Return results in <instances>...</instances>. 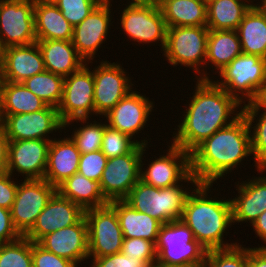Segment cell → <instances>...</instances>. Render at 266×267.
Returning <instances> with one entry per match:
<instances>
[{
    "mask_svg": "<svg viewBox=\"0 0 266 267\" xmlns=\"http://www.w3.org/2000/svg\"><path fill=\"white\" fill-rule=\"evenodd\" d=\"M196 80L194 95L188 100V107L185 106L186 110L181 115L184 117L180 118L177 131L172 135V144L188 153L216 131L235 121L242 114L243 107L213 79Z\"/></svg>",
    "mask_w": 266,
    "mask_h": 267,
    "instance_id": "cell-1",
    "label": "cell"
},
{
    "mask_svg": "<svg viewBox=\"0 0 266 267\" xmlns=\"http://www.w3.org/2000/svg\"><path fill=\"white\" fill-rule=\"evenodd\" d=\"M250 132L242 113L230 125L200 143L190 153L191 172L198 182L215 184L252 156Z\"/></svg>",
    "mask_w": 266,
    "mask_h": 267,
    "instance_id": "cell-2",
    "label": "cell"
},
{
    "mask_svg": "<svg viewBox=\"0 0 266 267\" xmlns=\"http://www.w3.org/2000/svg\"><path fill=\"white\" fill-rule=\"evenodd\" d=\"M212 186L213 184L209 183H198L192 188L180 219L207 250L230 248L239 244L238 242L228 243L223 239L224 233L226 236L229 233L226 230L233 225L231 199L222 198L221 200L219 197L218 199L210 197L209 191Z\"/></svg>",
    "mask_w": 266,
    "mask_h": 267,
    "instance_id": "cell-3",
    "label": "cell"
},
{
    "mask_svg": "<svg viewBox=\"0 0 266 267\" xmlns=\"http://www.w3.org/2000/svg\"><path fill=\"white\" fill-rule=\"evenodd\" d=\"M218 74L214 82L241 105L256 102L266 88V59L242 53Z\"/></svg>",
    "mask_w": 266,
    "mask_h": 267,
    "instance_id": "cell-4",
    "label": "cell"
},
{
    "mask_svg": "<svg viewBox=\"0 0 266 267\" xmlns=\"http://www.w3.org/2000/svg\"><path fill=\"white\" fill-rule=\"evenodd\" d=\"M183 182L171 187L156 188L139 180L124 201L141 213H146L162 224L179 220L183 214L186 199L192 191L182 186Z\"/></svg>",
    "mask_w": 266,
    "mask_h": 267,
    "instance_id": "cell-5",
    "label": "cell"
},
{
    "mask_svg": "<svg viewBox=\"0 0 266 267\" xmlns=\"http://www.w3.org/2000/svg\"><path fill=\"white\" fill-rule=\"evenodd\" d=\"M208 34L206 26L168 27L163 50L165 59L171 66L180 64L192 68L195 71L193 73L199 74L196 79L210 80L212 77L204 69Z\"/></svg>",
    "mask_w": 266,
    "mask_h": 267,
    "instance_id": "cell-6",
    "label": "cell"
},
{
    "mask_svg": "<svg viewBox=\"0 0 266 267\" xmlns=\"http://www.w3.org/2000/svg\"><path fill=\"white\" fill-rule=\"evenodd\" d=\"M155 250L156 263L166 265L204 264L208 251L181 219L161 225Z\"/></svg>",
    "mask_w": 266,
    "mask_h": 267,
    "instance_id": "cell-7",
    "label": "cell"
},
{
    "mask_svg": "<svg viewBox=\"0 0 266 267\" xmlns=\"http://www.w3.org/2000/svg\"><path fill=\"white\" fill-rule=\"evenodd\" d=\"M120 15V25L130 41L139 44L161 43L163 52L167 26L159 7L146 1H129Z\"/></svg>",
    "mask_w": 266,
    "mask_h": 267,
    "instance_id": "cell-8",
    "label": "cell"
},
{
    "mask_svg": "<svg viewBox=\"0 0 266 267\" xmlns=\"http://www.w3.org/2000/svg\"><path fill=\"white\" fill-rule=\"evenodd\" d=\"M146 148L148 146L143 147L140 170V180L144 183L160 189L181 184V182L191 183V185L199 183L191 172L190 153L171 142L168 146V153L160 155L157 159L155 157L150 164H147L146 169L143 168L145 164L142 161L147 151Z\"/></svg>",
    "mask_w": 266,
    "mask_h": 267,
    "instance_id": "cell-9",
    "label": "cell"
},
{
    "mask_svg": "<svg viewBox=\"0 0 266 267\" xmlns=\"http://www.w3.org/2000/svg\"><path fill=\"white\" fill-rule=\"evenodd\" d=\"M143 147L138 144L130 153L107 160L99 187L108 203L124 200L140 180Z\"/></svg>",
    "mask_w": 266,
    "mask_h": 267,
    "instance_id": "cell-10",
    "label": "cell"
},
{
    "mask_svg": "<svg viewBox=\"0 0 266 267\" xmlns=\"http://www.w3.org/2000/svg\"><path fill=\"white\" fill-rule=\"evenodd\" d=\"M34 0H0V48L35 43Z\"/></svg>",
    "mask_w": 266,
    "mask_h": 267,
    "instance_id": "cell-11",
    "label": "cell"
},
{
    "mask_svg": "<svg viewBox=\"0 0 266 267\" xmlns=\"http://www.w3.org/2000/svg\"><path fill=\"white\" fill-rule=\"evenodd\" d=\"M90 257H104L121 252L123 233L116 210L105 206L85 210Z\"/></svg>",
    "mask_w": 266,
    "mask_h": 267,
    "instance_id": "cell-12",
    "label": "cell"
},
{
    "mask_svg": "<svg viewBox=\"0 0 266 267\" xmlns=\"http://www.w3.org/2000/svg\"><path fill=\"white\" fill-rule=\"evenodd\" d=\"M88 64L87 62L78 71L64 78L63 96L57 107L64 124L73 119L91 118L95 115L94 77L92 67Z\"/></svg>",
    "mask_w": 266,
    "mask_h": 267,
    "instance_id": "cell-13",
    "label": "cell"
},
{
    "mask_svg": "<svg viewBox=\"0 0 266 267\" xmlns=\"http://www.w3.org/2000/svg\"><path fill=\"white\" fill-rule=\"evenodd\" d=\"M0 122L4 126L9 141L53 140L48 134L64 129L57 107L50 105L32 113L0 115Z\"/></svg>",
    "mask_w": 266,
    "mask_h": 267,
    "instance_id": "cell-14",
    "label": "cell"
},
{
    "mask_svg": "<svg viewBox=\"0 0 266 267\" xmlns=\"http://www.w3.org/2000/svg\"><path fill=\"white\" fill-rule=\"evenodd\" d=\"M56 192L45 179H28L18 183L11 217L17 231L24 236L35 224L37 216Z\"/></svg>",
    "mask_w": 266,
    "mask_h": 267,
    "instance_id": "cell-15",
    "label": "cell"
},
{
    "mask_svg": "<svg viewBox=\"0 0 266 267\" xmlns=\"http://www.w3.org/2000/svg\"><path fill=\"white\" fill-rule=\"evenodd\" d=\"M93 69L95 115L103 116L133 89L134 84L120 63L102 60Z\"/></svg>",
    "mask_w": 266,
    "mask_h": 267,
    "instance_id": "cell-16",
    "label": "cell"
},
{
    "mask_svg": "<svg viewBox=\"0 0 266 267\" xmlns=\"http://www.w3.org/2000/svg\"><path fill=\"white\" fill-rule=\"evenodd\" d=\"M111 6V2L101 1L81 23L73 27L71 42L86 63H93L98 48L107 39L113 20Z\"/></svg>",
    "mask_w": 266,
    "mask_h": 267,
    "instance_id": "cell-17",
    "label": "cell"
},
{
    "mask_svg": "<svg viewBox=\"0 0 266 267\" xmlns=\"http://www.w3.org/2000/svg\"><path fill=\"white\" fill-rule=\"evenodd\" d=\"M154 105L153 101L133 89L103 117H106L107 125L135 140L133 136L144 130Z\"/></svg>",
    "mask_w": 266,
    "mask_h": 267,
    "instance_id": "cell-18",
    "label": "cell"
},
{
    "mask_svg": "<svg viewBox=\"0 0 266 267\" xmlns=\"http://www.w3.org/2000/svg\"><path fill=\"white\" fill-rule=\"evenodd\" d=\"M50 143L43 139L9 141L7 172H18L25 180L44 179Z\"/></svg>",
    "mask_w": 266,
    "mask_h": 267,
    "instance_id": "cell-19",
    "label": "cell"
},
{
    "mask_svg": "<svg viewBox=\"0 0 266 267\" xmlns=\"http://www.w3.org/2000/svg\"><path fill=\"white\" fill-rule=\"evenodd\" d=\"M84 214L85 211L79 205L56 191L24 237L38 242L49 233L76 224Z\"/></svg>",
    "mask_w": 266,
    "mask_h": 267,
    "instance_id": "cell-20",
    "label": "cell"
},
{
    "mask_svg": "<svg viewBox=\"0 0 266 267\" xmlns=\"http://www.w3.org/2000/svg\"><path fill=\"white\" fill-rule=\"evenodd\" d=\"M44 249L78 263L89 259L88 227L83 216L76 224L56 230L38 242Z\"/></svg>",
    "mask_w": 266,
    "mask_h": 267,
    "instance_id": "cell-21",
    "label": "cell"
},
{
    "mask_svg": "<svg viewBox=\"0 0 266 267\" xmlns=\"http://www.w3.org/2000/svg\"><path fill=\"white\" fill-rule=\"evenodd\" d=\"M7 82L22 83L45 71L43 56L37 42L5 48L1 51Z\"/></svg>",
    "mask_w": 266,
    "mask_h": 267,
    "instance_id": "cell-22",
    "label": "cell"
},
{
    "mask_svg": "<svg viewBox=\"0 0 266 267\" xmlns=\"http://www.w3.org/2000/svg\"><path fill=\"white\" fill-rule=\"evenodd\" d=\"M237 183L238 196L231 199L233 225L249 223L252 225L258 216L266 210V176L252 177Z\"/></svg>",
    "mask_w": 266,
    "mask_h": 267,
    "instance_id": "cell-23",
    "label": "cell"
},
{
    "mask_svg": "<svg viewBox=\"0 0 266 267\" xmlns=\"http://www.w3.org/2000/svg\"><path fill=\"white\" fill-rule=\"evenodd\" d=\"M80 151L72 139L60 137L51 140L44 179L57 187L65 179L78 172Z\"/></svg>",
    "mask_w": 266,
    "mask_h": 267,
    "instance_id": "cell-24",
    "label": "cell"
},
{
    "mask_svg": "<svg viewBox=\"0 0 266 267\" xmlns=\"http://www.w3.org/2000/svg\"><path fill=\"white\" fill-rule=\"evenodd\" d=\"M36 42L41 50L46 71L65 78L86 64L71 41L37 40Z\"/></svg>",
    "mask_w": 266,
    "mask_h": 267,
    "instance_id": "cell-25",
    "label": "cell"
},
{
    "mask_svg": "<svg viewBox=\"0 0 266 267\" xmlns=\"http://www.w3.org/2000/svg\"><path fill=\"white\" fill-rule=\"evenodd\" d=\"M109 204L116 210L123 238H143L156 244L162 223L146 213L132 208L124 200Z\"/></svg>",
    "mask_w": 266,
    "mask_h": 267,
    "instance_id": "cell-26",
    "label": "cell"
},
{
    "mask_svg": "<svg viewBox=\"0 0 266 267\" xmlns=\"http://www.w3.org/2000/svg\"><path fill=\"white\" fill-rule=\"evenodd\" d=\"M34 23L37 40H72L73 26L55 3L34 1Z\"/></svg>",
    "mask_w": 266,
    "mask_h": 267,
    "instance_id": "cell-27",
    "label": "cell"
},
{
    "mask_svg": "<svg viewBox=\"0 0 266 267\" xmlns=\"http://www.w3.org/2000/svg\"><path fill=\"white\" fill-rule=\"evenodd\" d=\"M236 31L243 54L266 59V15L256 3L245 13Z\"/></svg>",
    "mask_w": 266,
    "mask_h": 267,
    "instance_id": "cell-28",
    "label": "cell"
},
{
    "mask_svg": "<svg viewBox=\"0 0 266 267\" xmlns=\"http://www.w3.org/2000/svg\"><path fill=\"white\" fill-rule=\"evenodd\" d=\"M240 54H242V48L237 31L209 30L205 68L215 66L217 70L213 73L216 75Z\"/></svg>",
    "mask_w": 266,
    "mask_h": 267,
    "instance_id": "cell-29",
    "label": "cell"
},
{
    "mask_svg": "<svg viewBox=\"0 0 266 267\" xmlns=\"http://www.w3.org/2000/svg\"><path fill=\"white\" fill-rule=\"evenodd\" d=\"M56 191L79 205L84 211L108 204L100 191L99 183L78 172L60 183Z\"/></svg>",
    "mask_w": 266,
    "mask_h": 267,
    "instance_id": "cell-30",
    "label": "cell"
},
{
    "mask_svg": "<svg viewBox=\"0 0 266 267\" xmlns=\"http://www.w3.org/2000/svg\"><path fill=\"white\" fill-rule=\"evenodd\" d=\"M247 2V3H246ZM255 0H207L209 30H237Z\"/></svg>",
    "mask_w": 266,
    "mask_h": 267,
    "instance_id": "cell-31",
    "label": "cell"
},
{
    "mask_svg": "<svg viewBox=\"0 0 266 267\" xmlns=\"http://www.w3.org/2000/svg\"><path fill=\"white\" fill-rule=\"evenodd\" d=\"M168 27L206 26V0H168L160 7Z\"/></svg>",
    "mask_w": 266,
    "mask_h": 267,
    "instance_id": "cell-32",
    "label": "cell"
},
{
    "mask_svg": "<svg viewBox=\"0 0 266 267\" xmlns=\"http://www.w3.org/2000/svg\"><path fill=\"white\" fill-rule=\"evenodd\" d=\"M242 113L252 131L250 132L252 160H254L258 174L262 175V172L266 171V110L256 101L245 104L242 107Z\"/></svg>",
    "mask_w": 266,
    "mask_h": 267,
    "instance_id": "cell-33",
    "label": "cell"
},
{
    "mask_svg": "<svg viewBox=\"0 0 266 267\" xmlns=\"http://www.w3.org/2000/svg\"><path fill=\"white\" fill-rule=\"evenodd\" d=\"M48 104L33 94L23 83L7 82L0 104V115L32 113L43 110Z\"/></svg>",
    "mask_w": 266,
    "mask_h": 267,
    "instance_id": "cell-34",
    "label": "cell"
},
{
    "mask_svg": "<svg viewBox=\"0 0 266 267\" xmlns=\"http://www.w3.org/2000/svg\"><path fill=\"white\" fill-rule=\"evenodd\" d=\"M22 83L48 105L58 107L61 103L64 77L45 70Z\"/></svg>",
    "mask_w": 266,
    "mask_h": 267,
    "instance_id": "cell-35",
    "label": "cell"
},
{
    "mask_svg": "<svg viewBox=\"0 0 266 267\" xmlns=\"http://www.w3.org/2000/svg\"><path fill=\"white\" fill-rule=\"evenodd\" d=\"M89 118H80V119H73L69 122L64 124L65 128L69 127L70 125L80 122L84 125H80V127L73 128V134L69 137L75 143L77 149L80 151L81 154L90 153L101 149L103 134L105 131V122L101 123L97 122L96 120L91 123ZM86 124V125H85ZM82 126V127H81Z\"/></svg>",
    "mask_w": 266,
    "mask_h": 267,
    "instance_id": "cell-36",
    "label": "cell"
},
{
    "mask_svg": "<svg viewBox=\"0 0 266 267\" xmlns=\"http://www.w3.org/2000/svg\"><path fill=\"white\" fill-rule=\"evenodd\" d=\"M138 144L147 146L148 139L134 140L129 135L118 131L106 124L103 134L101 151L109 159L130 153Z\"/></svg>",
    "mask_w": 266,
    "mask_h": 267,
    "instance_id": "cell-37",
    "label": "cell"
},
{
    "mask_svg": "<svg viewBox=\"0 0 266 267\" xmlns=\"http://www.w3.org/2000/svg\"><path fill=\"white\" fill-rule=\"evenodd\" d=\"M0 267H33L32 241L22 236L14 242L0 244Z\"/></svg>",
    "mask_w": 266,
    "mask_h": 267,
    "instance_id": "cell-38",
    "label": "cell"
},
{
    "mask_svg": "<svg viewBox=\"0 0 266 267\" xmlns=\"http://www.w3.org/2000/svg\"><path fill=\"white\" fill-rule=\"evenodd\" d=\"M204 267H248V248L237 244L230 248L208 250Z\"/></svg>",
    "mask_w": 266,
    "mask_h": 267,
    "instance_id": "cell-39",
    "label": "cell"
},
{
    "mask_svg": "<svg viewBox=\"0 0 266 267\" xmlns=\"http://www.w3.org/2000/svg\"><path fill=\"white\" fill-rule=\"evenodd\" d=\"M111 0H57L55 5L65 19L75 27L81 23L100 2Z\"/></svg>",
    "mask_w": 266,
    "mask_h": 267,
    "instance_id": "cell-40",
    "label": "cell"
},
{
    "mask_svg": "<svg viewBox=\"0 0 266 267\" xmlns=\"http://www.w3.org/2000/svg\"><path fill=\"white\" fill-rule=\"evenodd\" d=\"M121 253L145 261L150 267L156 263L155 244L143 238H124Z\"/></svg>",
    "mask_w": 266,
    "mask_h": 267,
    "instance_id": "cell-41",
    "label": "cell"
},
{
    "mask_svg": "<svg viewBox=\"0 0 266 267\" xmlns=\"http://www.w3.org/2000/svg\"><path fill=\"white\" fill-rule=\"evenodd\" d=\"M108 158L101 150L80 155L78 173L99 183Z\"/></svg>",
    "mask_w": 266,
    "mask_h": 267,
    "instance_id": "cell-42",
    "label": "cell"
},
{
    "mask_svg": "<svg viewBox=\"0 0 266 267\" xmlns=\"http://www.w3.org/2000/svg\"><path fill=\"white\" fill-rule=\"evenodd\" d=\"M33 267H78L74 262L44 249L37 242H32Z\"/></svg>",
    "mask_w": 266,
    "mask_h": 267,
    "instance_id": "cell-43",
    "label": "cell"
},
{
    "mask_svg": "<svg viewBox=\"0 0 266 267\" xmlns=\"http://www.w3.org/2000/svg\"><path fill=\"white\" fill-rule=\"evenodd\" d=\"M92 260L90 267H150L145 261L127 257L121 252L104 257H92Z\"/></svg>",
    "mask_w": 266,
    "mask_h": 267,
    "instance_id": "cell-44",
    "label": "cell"
},
{
    "mask_svg": "<svg viewBox=\"0 0 266 267\" xmlns=\"http://www.w3.org/2000/svg\"><path fill=\"white\" fill-rule=\"evenodd\" d=\"M8 172L0 174V207L11 210L18 189V182Z\"/></svg>",
    "mask_w": 266,
    "mask_h": 267,
    "instance_id": "cell-45",
    "label": "cell"
},
{
    "mask_svg": "<svg viewBox=\"0 0 266 267\" xmlns=\"http://www.w3.org/2000/svg\"><path fill=\"white\" fill-rule=\"evenodd\" d=\"M21 237L13 224L11 210L0 207V244L14 242Z\"/></svg>",
    "mask_w": 266,
    "mask_h": 267,
    "instance_id": "cell-46",
    "label": "cell"
},
{
    "mask_svg": "<svg viewBox=\"0 0 266 267\" xmlns=\"http://www.w3.org/2000/svg\"><path fill=\"white\" fill-rule=\"evenodd\" d=\"M248 267H266V247H248Z\"/></svg>",
    "mask_w": 266,
    "mask_h": 267,
    "instance_id": "cell-47",
    "label": "cell"
},
{
    "mask_svg": "<svg viewBox=\"0 0 266 267\" xmlns=\"http://www.w3.org/2000/svg\"><path fill=\"white\" fill-rule=\"evenodd\" d=\"M8 137L4 126L0 122V174L7 172L8 164Z\"/></svg>",
    "mask_w": 266,
    "mask_h": 267,
    "instance_id": "cell-48",
    "label": "cell"
},
{
    "mask_svg": "<svg viewBox=\"0 0 266 267\" xmlns=\"http://www.w3.org/2000/svg\"><path fill=\"white\" fill-rule=\"evenodd\" d=\"M251 226L257 235L256 237H259V239L264 242V245L261 244L260 246L258 245V247H266V210L258 216Z\"/></svg>",
    "mask_w": 266,
    "mask_h": 267,
    "instance_id": "cell-49",
    "label": "cell"
},
{
    "mask_svg": "<svg viewBox=\"0 0 266 267\" xmlns=\"http://www.w3.org/2000/svg\"><path fill=\"white\" fill-rule=\"evenodd\" d=\"M6 83L5 75H4V68L2 63V58L0 56V104L3 98V90Z\"/></svg>",
    "mask_w": 266,
    "mask_h": 267,
    "instance_id": "cell-50",
    "label": "cell"
},
{
    "mask_svg": "<svg viewBox=\"0 0 266 267\" xmlns=\"http://www.w3.org/2000/svg\"><path fill=\"white\" fill-rule=\"evenodd\" d=\"M152 267H204V264L196 265H166L163 263H155Z\"/></svg>",
    "mask_w": 266,
    "mask_h": 267,
    "instance_id": "cell-51",
    "label": "cell"
},
{
    "mask_svg": "<svg viewBox=\"0 0 266 267\" xmlns=\"http://www.w3.org/2000/svg\"><path fill=\"white\" fill-rule=\"evenodd\" d=\"M257 102L266 110V88L261 93L259 100Z\"/></svg>",
    "mask_w": 266,
    "mask_h": 267,
    "instance_id": "cell-52",
    "label": "cell"
},
{
    "mask_svg": "<svg viewBox=\"0 0 266 267\" xmlns=\"http://www.w3.org/2000/svg\"><path fill=\"white\" fill-rule=\"evenodd\" d=\"M144 1L151 3L154 6L160 7L163 3H165L168 0H144Z\"/></svg>",
    "mask_w": 266,
    "mask_h": 267,
    "instance_id": "cell-53",
    "label": "cell"
},
{
    "mask_svg": "<svg viewBox=\"0 0 266 267\" xmlns=\"http://www.w3.org/2000/svg\"><path fill=\"white\" fill-rule=\"evenodd\" d=\"M261 2V3H260ZM260 2L258 1V3L256 2V4L258 5V7L265 13L266 15V0H260ZM260 4V5H259Z\"/></svg>",
    "mask_w": 266,
    "mask_h": 267,
    "instance_id": "cell-54",
    "label": "cell"
},
{
    "mask_svg": "<svg viewBox=\"0 0 266 267\" xmlns=\"http://www.w3.org/2000/svg\"><path fill=\"white\" fill-rule=\"evenodd\" d=\"M34 1L41 3H55L57 0H34Z\"/></svg>",
    "mask_w": 266,
    "mask_h": 267,
    "instance_id": "cell-55",
    "label": "cell"
}]
</instances>
